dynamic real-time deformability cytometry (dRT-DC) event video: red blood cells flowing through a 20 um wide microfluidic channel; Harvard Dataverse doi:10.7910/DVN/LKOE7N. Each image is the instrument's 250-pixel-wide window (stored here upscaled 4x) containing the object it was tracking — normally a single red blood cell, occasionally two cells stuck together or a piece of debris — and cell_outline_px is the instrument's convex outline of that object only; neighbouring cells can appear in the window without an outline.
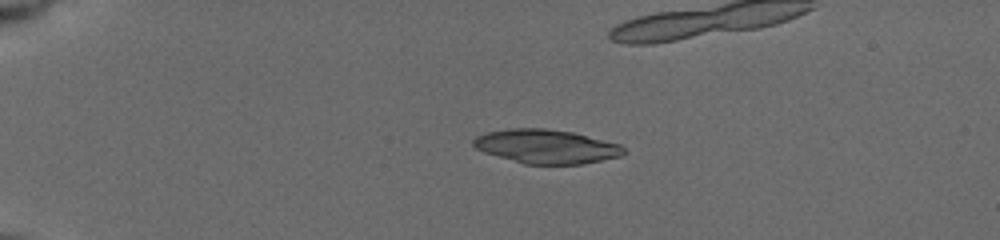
{"species": "common noctule bat (a hibernating species)", "species_latin": "Nyctalus noctula", "temperature_condition": "cold", "stored_images_in_passage": 30, "camera_frame_rate_fps": 3000, "um_per_image_px": 0.085, "animal": {"sex": "female", "body_mass_g": 19.5, "forearm_length_mm": 54.1}, "frame": {"image": 1, "passage_image": 16, "time_ms": 4.333, "image_size_px": [1000, 240], "cell_outline_px": [[628, 152], [620, 156], [584, 164], [524, 164], [484, 152], [476, 148], [472, 144], [472, 140], [476, 136], [488, 132], [508, 128], [544, 128], [572, 132], [620, 144]], "centroid_in_image_um": [46.44, 12.45], "position_along_channel_um": 38.6, "area_um2": 29.77}}